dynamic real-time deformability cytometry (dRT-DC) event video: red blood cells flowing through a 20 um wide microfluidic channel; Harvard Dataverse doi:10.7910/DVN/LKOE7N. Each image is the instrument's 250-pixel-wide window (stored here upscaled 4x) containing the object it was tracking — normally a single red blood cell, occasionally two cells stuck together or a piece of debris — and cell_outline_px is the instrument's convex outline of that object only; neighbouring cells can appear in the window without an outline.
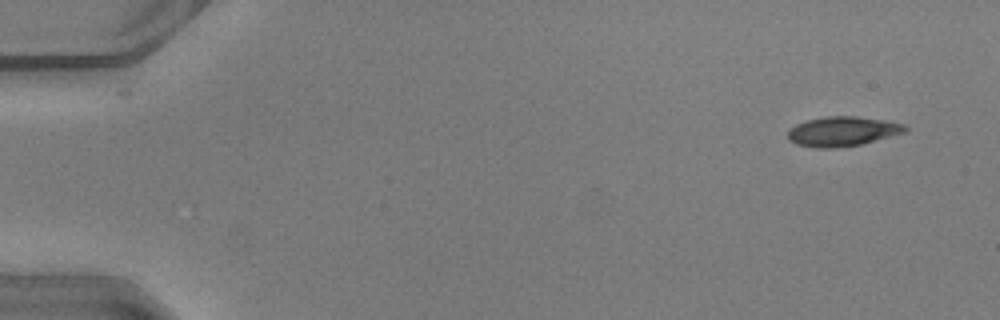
{"species": "common noctule bat (a hibernating species)", "species_latin": "Nyctalus noctula", "temperature_condition": "warm", "stored_images_in_passage": 5, "camera_frame_rate_fps": 3000, "um_per_image_px": 0.085, "animal": {"sex": "male", "body_mass_g": 20.5, "forearm_length_mm": 52.5}, "frame": {"image": 1, "passage_image": 1, "time_ms": 0.0, "image_size_px": [1000, 320], "cell_outline_px": [[908, 128], [904, 132], [860, 144], [832, 148], [816, 148], [796, 144], [788, 140], [788, 132], [796, 124], [808, 120], [828, 116], [856, 116], [884, 120], [904, 124]], "centroid_in_image_um": [71.59, 11.16], "position_along_channel_um": 13.4, "area_um2": 19.94}}